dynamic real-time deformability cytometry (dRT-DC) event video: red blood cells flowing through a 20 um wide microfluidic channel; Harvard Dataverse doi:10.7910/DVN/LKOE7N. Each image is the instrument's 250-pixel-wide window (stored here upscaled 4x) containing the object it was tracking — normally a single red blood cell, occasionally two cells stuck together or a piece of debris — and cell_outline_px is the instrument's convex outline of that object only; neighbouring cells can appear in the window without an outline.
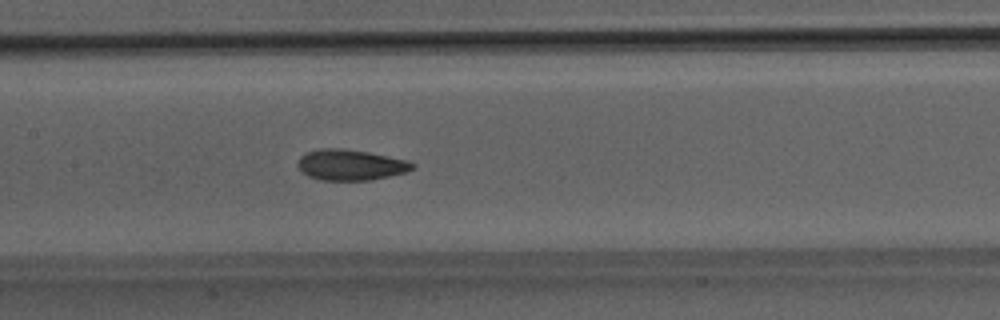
{"species": "Egyptian fruit bat (a non-hibernating species)", "species_latin": "Rousettus aegyptiacus", "temperature_condition": "room temperature", "stored_images_in_passage": 20, "camera_frame_rate_fps": 3000, "um_per_image_px": 0.085, "animal": {"sex": "male"}, "frame": {"image": 1, "passage_image": 11, "time_ms": 3.333, "image_size_px": [1000, 320], "cell_outline_px": [[416, 168], [404, 172], [372, 180], [320, 180], [308, 176], [296, 164], [300, 156], [308, 152], [320, 148], [344, 148], [368, 152], [408, 160], [416, 164]], "centroid_in_image_um": [29.81, 14.01], "position_along_channel_um": 177.6, "area_um2": 20.58}}